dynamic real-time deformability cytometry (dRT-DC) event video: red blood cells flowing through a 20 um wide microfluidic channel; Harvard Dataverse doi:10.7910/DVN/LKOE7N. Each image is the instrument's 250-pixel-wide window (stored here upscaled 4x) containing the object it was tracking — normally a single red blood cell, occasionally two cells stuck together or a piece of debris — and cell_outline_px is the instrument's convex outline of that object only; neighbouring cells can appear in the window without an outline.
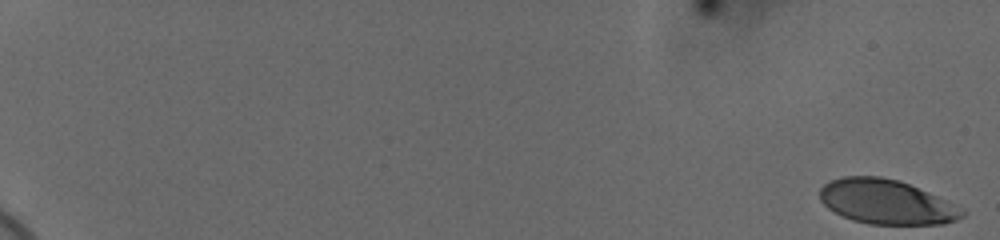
{"species": "human", "species_latin": "Homo sapiens", "temperature_condition": "cold", "stored_images_in_passage": 59, "camera_frame_rate_fps": 3000, "um_per_image_px": 0.085, "donor": {"sex": "female"}, "frame": {"image": 1, "passage_image": 1, "time_ms": 0.0, "image_size_px": [1000, 240], "cell_outline_px": [[964, 216], [956, 220], [944, 224], [868, 224], [852, 220], [828, 208], [820, 200], [820, 188], [824, 184], [832, 180], [844, 176], [880, 176], [896, 180], [908, 184], [928, 192], [964, 208]], "centroid_in_image_um": [75.35, 17.17], "position_along_channel_um": 9.6, "area_um2": 36.76}}
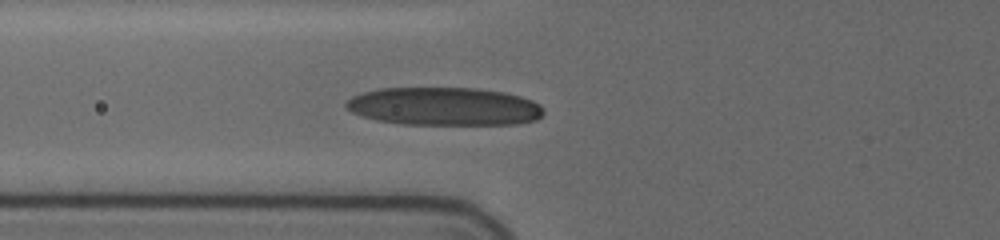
{"frame": {"image": 2, "passage_image": 26, "time_ms": 8.333, "image_size_px": [1000, 240], "cell_outline_px": [[544, 112], [536, 120], [516, 124], [400, 124], [376, 120], [360, 116], [352, 112], [344, 104], [352, 96], [364, 92], [380, 88], [476, 88], [504, 92], [520, 96], [532, 100], [540, 104], [544, 108]], "centroid_in_image_um": [37.76, 9.04], "position_along_channel_um": 88.0, "area_um2": 43.99}}
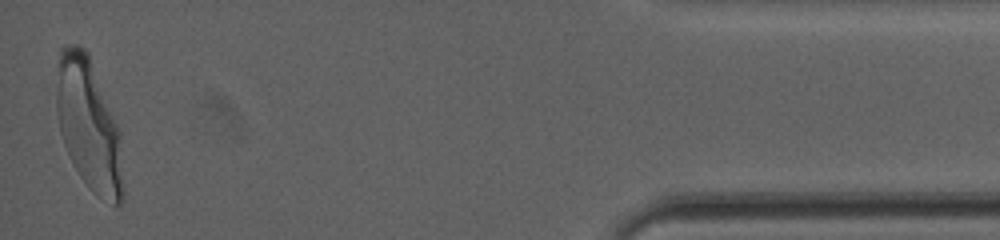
{"frame": {"image": 3, "passage_image": 59, "time_ms": 19.333, "image_size_px": [1000, 240], "cell_outline_px": [[124, 200], [120, 204], [116, 204], [96, 196], [88, 188], [72, 164], [64, 144], [60, 132], [56, 108], [56, 92], [60, 48], [72, 44], [76, 44], [84, 48], [88, 52], [120, 132], [124, 184]], "centroid_in_image_um": [7.55, 10.65], "position_along_channel_um": 427.6, "area_um2": 51.21}, "authors_computed_cell_mechanics": {"area_um2": 41.0958, "velocity_mm_per_s": 3.6637, "shape_relaxation_time_tau1_ms": 3.5909, "shape_relaxation_time_tau2_ms": 0.8694, "deformation_change_tau1": 0.192, "deformation_change_tau2": 0.0705}}